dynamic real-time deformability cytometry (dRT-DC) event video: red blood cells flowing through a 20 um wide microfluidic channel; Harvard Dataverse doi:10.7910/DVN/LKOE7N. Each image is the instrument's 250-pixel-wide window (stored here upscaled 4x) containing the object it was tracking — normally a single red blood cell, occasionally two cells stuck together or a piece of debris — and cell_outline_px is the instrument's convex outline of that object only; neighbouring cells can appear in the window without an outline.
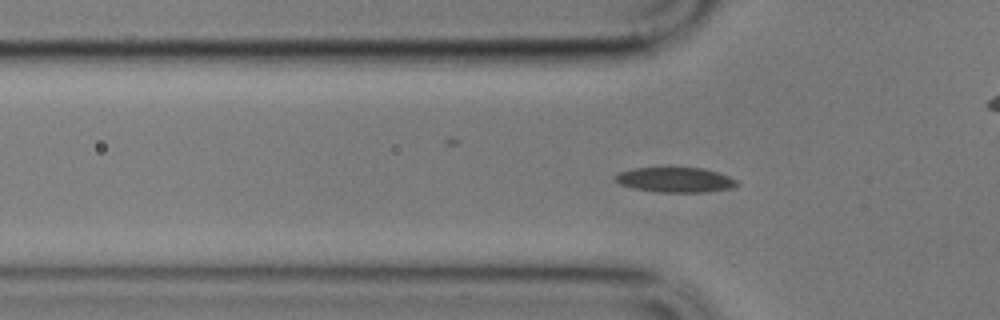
{"species": "common noctule bat (a hibernating species)", "species_latin": "Nyctalus noctula", "temperature_condition": "cold", "stored_images_in_passage": 45, "camera_frame_rate_fps": 3000, "um_per_image_px": 0.085, "animal": {"sex": "male", "body_mass_g": 17.9}, "frame": {"image": 1, "passage_image": 3, "time_ms": 0.667, "image_size_px": [1000, 320], "cell_outline_px": [[740, 184], [732, 188], [704, 192], [656, 192], [632, 188], [620, 184], [616, 180], [616, 176], [620, 172], [632, 168], [704, 168], [728, 176], [736, 180]], "centroid_in_image_um": [57.41, 15.29], "position_along_channel_um": 68.4, "area_um2": 17.57}}
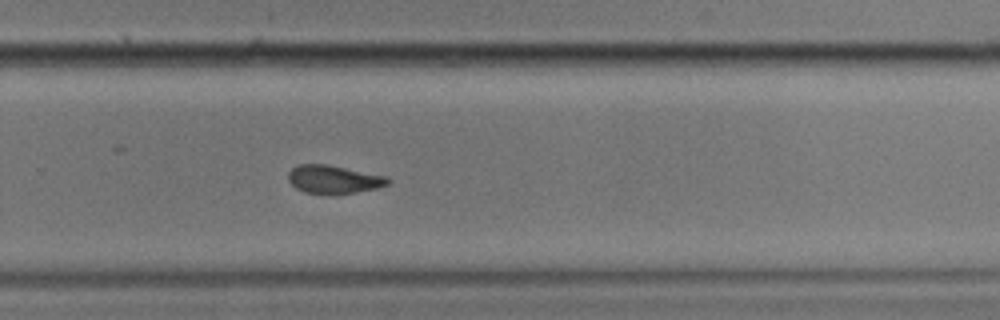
{"frame": {"image": 2, "passage_image": 24, "time_ms": 7.667, "image_size_px": [1000, 320], "cell_outline_px": [[392, 180], [388, 184], [380, 188], [356, 192], [304, 192], [296, 188], [288, 180], [288, 172], [292, 168], [300, 164], [324, 164], [388, 176]], "centroid_in_image_um": [28.4, 15.22], "position_along_channel_um": 301.4, "area_um2": 16.01}}
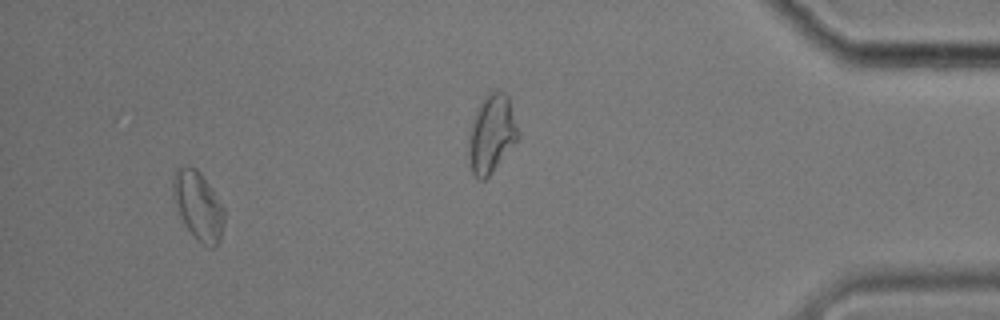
{"frame": {"image": 3, "passage_image": 41, "time_ms": 13.333, "image_size_px": [1000, 320], "cell_outline_px": [[224, 224], [220, 240], [216, 248], [212, 248], [204, 244], [184, 224], [176, 208], [172, 196], [172, 184], [176, 168], [196, 168], [200, 172], [212, 188], [224, 208]], "centroid_in_image_um": [16.86, 17.49], "position_along_channel_um": 418.3, "area_um2": 20.23}, "authors_computed_cell_mechanics": {"area_um2": 17.3978, "velocity_mm_per_s": 3.3404, "shape_relaxation_time_tau1_ms": null, "shape_relaxation_time_tau2_ms": 8.4193, "deformation_change_tau1": null, "deformation_change_tau2": 0.1369}}